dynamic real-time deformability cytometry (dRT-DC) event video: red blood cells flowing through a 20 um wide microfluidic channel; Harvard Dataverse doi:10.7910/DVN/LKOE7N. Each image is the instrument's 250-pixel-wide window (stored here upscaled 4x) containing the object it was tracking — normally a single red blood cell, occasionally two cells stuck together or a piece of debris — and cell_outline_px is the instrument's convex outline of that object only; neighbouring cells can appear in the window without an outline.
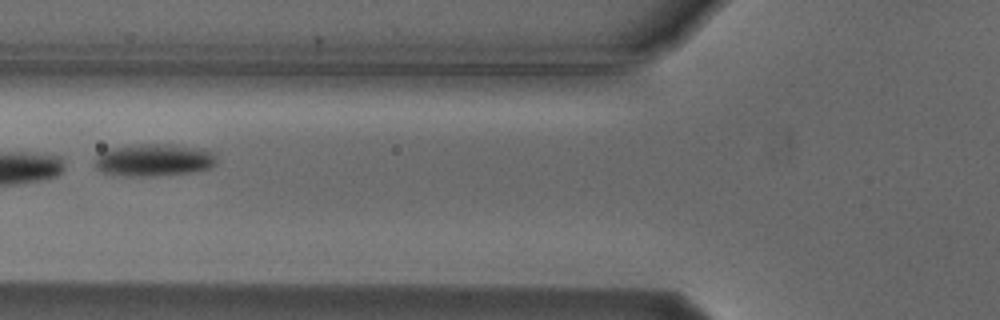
{"species": "Egyptian fruit bat (a non-hibernating species)", "species_latin": "Rousettus aegyptiacus", "temperature_condition": "cold", "stored_images_in_passage": 54, "camera_frame_rate_fps": 3000, "um_per_image_px": 0.085, "animal": {"sex": "male"}, "frame": {"image": 1, "passage_image": 22, "time_ms": 7.0, "image_size_px": [1000, 320], "cell_outline_px": [[216, 164], [208, 168], [192, 172], [152, 176], [128, 176], [104, 172], [96, 168], [96, 156], [100, 152], [108, 148], [144, 144], [172, 144], [204, 148], [212, 152], [216, 156]], "centroid_in_image_um": [13.11, 13.59], "position_along_channel_um": 112.7, "area_um2": 22.95}}
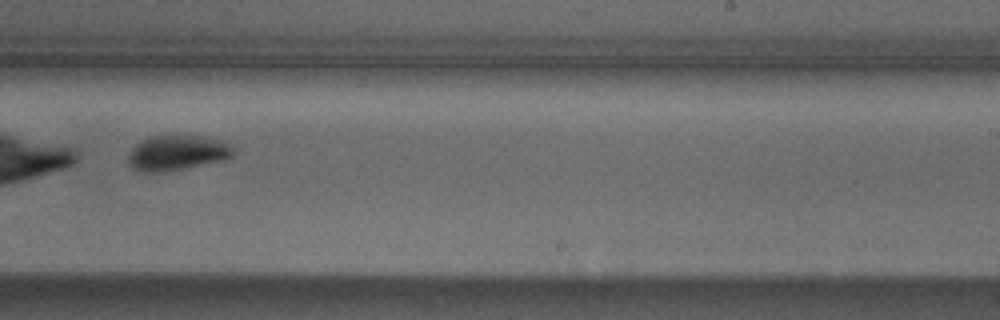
{"frame": {"image": 2, "passage_image": 35, "time_ms": 11.333, "image_size_px": [1000, 320], "cell_outline_px": [[232, 156], [220, 160], [180, 168], [156, 172], [148, 172], [136, 168], [128, 160], [128, 156], [132, 148], [136, 144], [152, 136], [200, 136], [220, 140], [232, 144]], "centroid_in_image_um": [15.06, 12.96], "position_along_channel_um": 273.9, "area_um2": 20.52}}
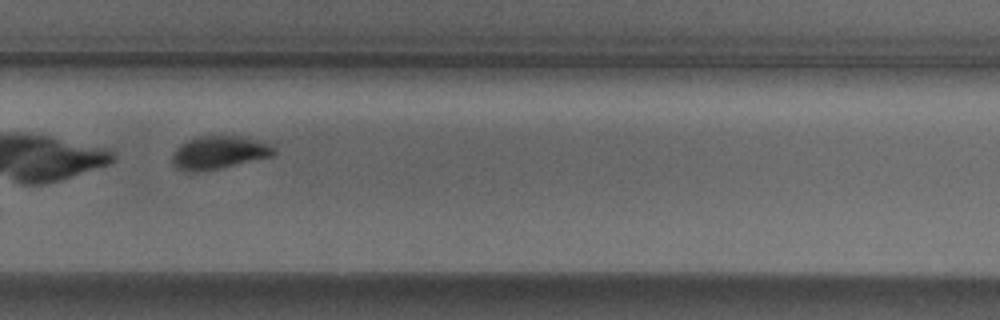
{"frame": {"image": 3, "passage_image": 38, "time_ms": 12.333, "image_size_px": [1000, 320], "cell_outline_px": [[276, 156], [220, 168], [200, 172], [184, 172], [176, 168], [172, 164], [172, 152], [180, 144], [188, 140], [200, 136], [240, 136], [260, 140], [276, 148]], "centroid_in_image_um": [18.62, 12.98], "position_along_channel_um": 311.2, "area_um2": 20.0}, "authors_computed_cell_mechanics": {"area_um2": 23.0044, "velocity_mm_per_s": 3.7252, "shape_relaxation_time_tau1_ms": 1.1164, "shape_relaxation_time_tau2_ms": null, "deformation_change_tau1": 0.2505, "deformation_change_tau2": null}}